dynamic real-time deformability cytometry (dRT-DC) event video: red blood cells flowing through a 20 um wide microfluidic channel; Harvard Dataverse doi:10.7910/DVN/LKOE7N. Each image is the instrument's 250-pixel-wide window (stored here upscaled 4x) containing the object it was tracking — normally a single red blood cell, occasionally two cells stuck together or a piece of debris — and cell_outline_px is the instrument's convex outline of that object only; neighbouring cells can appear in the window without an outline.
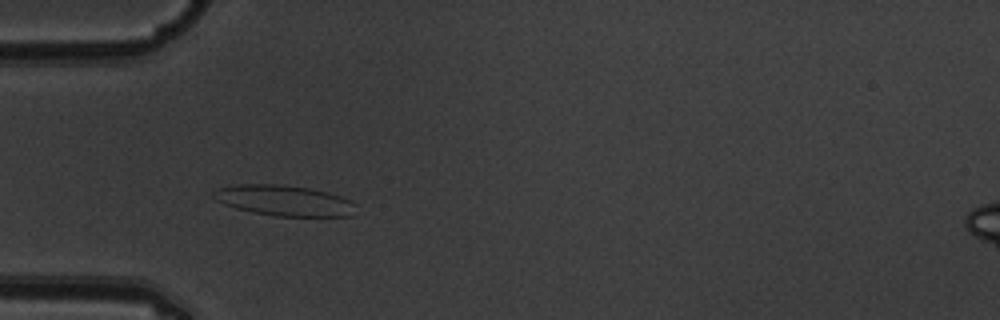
{"species": "common noctule bat (a hibernating species)", "species_latin": "Nyctalus noctula", "temperature_condition": "warm", "stored_images_in_passage": 5, "camera_frame_rate_fps": 3000, "um_per_image_px": 0.085, "animal": {"sex": "male", "body_mass_g": 19.5, "forearm_length_mm": 54.6}, "frame": {"image": 1, "passage_image": 4, "time_ms": 1.0, "image_size_px": [1000, 320], "cell_outline_px": [[356, 204], [352, 216], [276, 216], [236, 208], [224, 204], [216, 200], [212, 196], [212, 192], [220, 188], [236, 184], [280, 184], [308, 188], [328, 192], [352, 200]], "centroid_in_image_um": [24.17, 17.04], "position_along_channel_um": 60.8, "area_um2": 25.32}}